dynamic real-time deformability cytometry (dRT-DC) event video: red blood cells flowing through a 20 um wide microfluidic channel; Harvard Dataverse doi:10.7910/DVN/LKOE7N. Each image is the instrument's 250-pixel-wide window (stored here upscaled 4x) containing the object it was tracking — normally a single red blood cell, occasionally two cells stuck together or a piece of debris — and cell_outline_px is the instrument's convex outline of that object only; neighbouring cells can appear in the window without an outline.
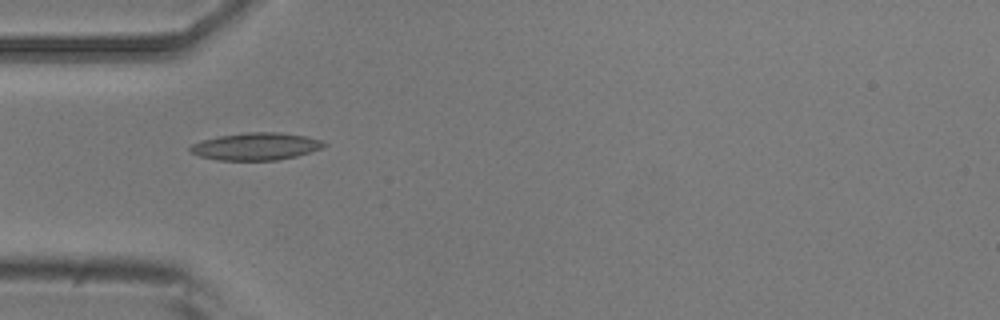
{"species": "common noctule bat (a hibernating species)", "species_latin": "Nyctalus noctula", "temperature_condition": "room temperature", "stored_images_in_passage": 34, "camera_frame_rate_fps": 3000, "um_per_image_px": 0.085, "animal": {"sex": "male", "body_mass_g": 20.5, "forearm_length_mm": 52.5}, "frame": {"image": 1, "passage_image": 1, "time_ms": 0.0, "image_size_px": [1000, 320], "cell_outline_px": [[328, 144], [320, 148], [296, 156], [276, 160], [216, 160], [200, 156], [188, 152], [188, 148], [192, 144], [200, 140], [220, 136], [244, 132], [280, 132], [304, 136], [320, 140]], "centroid_in_image_um": [21.68, 12.44], "position_along_channel_um": 63.3, "area_um2": 21.27}}
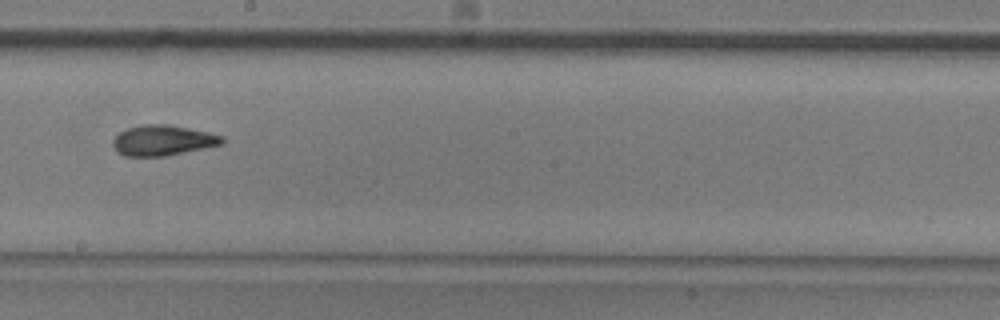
{"frame": {"image": 2, "passage_image": 14, "time_ms": 4.333, "image_size_px": [1000, 320], "cell_outline_px": [[224, 144], [164, 156], [124, 156], [116, 152], [112, 144], [112, 140], [120, 132], [128, 128], [140, 124], [168, 124], [208, 132], [224, 136]], "centroid_in_image_um": [13.82, 11.93], "position_along_channel_um": 234.4, "area_um2": 19.42}}
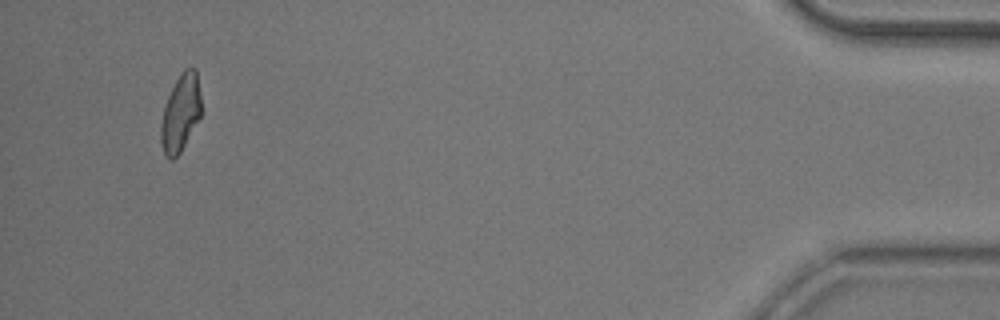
{"frame": {"image": 3, "passage_image": 34, "time_ms": 11.0, "image_size_px": [1000, 320], "cell_outline_px": [[200, 116], [180, 152], [172, 160], [168, 160], [164, 156], [160, 140], [160, 124], [164, 108], [168, 96], [180, 72], [184, 68], [196, 68], [200, 96]], "centroid_in_image_um": [15.32, 9.62], "position_along_channel_um": 419.9, "area_um2": 17.98}, "authors_computed_cell_mechanics": {"area_um2": 18.6405, "velocity_mm_per_s": 3.9414, "shape_relaxation_time_tau1_ms": 6.2157, "shape_relaxation_time_tau2_ms": 1.9867, "deformation_change_tau1": 0.1752, "deformation_change_tau2": 0.0968}}